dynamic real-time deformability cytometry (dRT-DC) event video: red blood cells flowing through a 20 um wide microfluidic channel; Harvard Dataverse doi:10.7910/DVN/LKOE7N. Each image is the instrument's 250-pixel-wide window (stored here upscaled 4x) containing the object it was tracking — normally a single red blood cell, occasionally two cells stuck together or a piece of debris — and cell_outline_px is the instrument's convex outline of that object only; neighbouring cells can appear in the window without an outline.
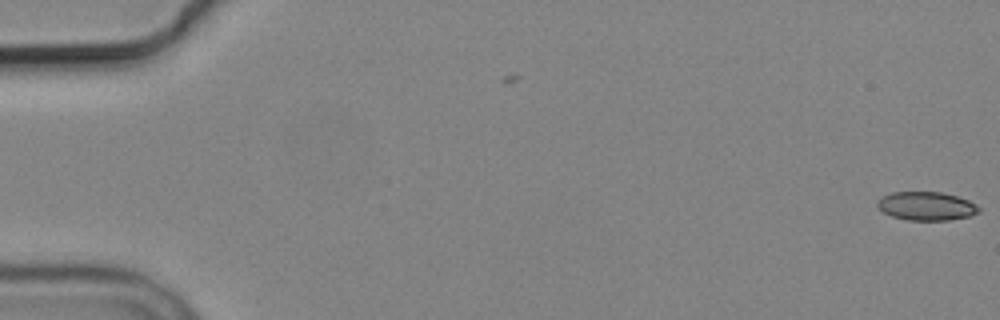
{"species": "common noctule bat (a hibernating species)", "species_latin": "Nyctalus noctula", "temperature_condition": "cold", "stored_images_in_passage": 2, "camera_frame_rate_fps": 3000, "um_per_image_px": 0.085, "animal": {"sex": "male", "body_mass_g": 19.2, "forearm_length_mm": 51.8}, "frame": {"image": 1, "passage_image": 2, "time_ms": 1.0, "image_size_px": [1000, 320], "cell_outline_px": [[980, 212], [972, 216], [948, 220], [908, 220], [892, 216], [884, 212], [876, 204], [876, 200], [880, 196], [892, 192], [940, 192], [956, 196], [968, 200], [976, 204], [980, 208]], "centroid_in_image_um": [78.74, 17.51], "position_along_channel_um": 6.3, "area_um2": 16.99}}